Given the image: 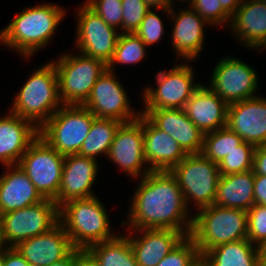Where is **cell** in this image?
<instances>
[{"label":"cell","instance_id":"obj_8","mask_svg":"<svg viewBox=\"0 0 266 266\" xmlns=\"http://www.w3.org/2000/svg\"><path fill=\"white\" fill-rule=\"evenodd\" d=\"M174 67L170 70L163 69L156 74V88L152 85L146 86L143 95V105L141 111L144 115L152 109H184L186 102L191 98L195 91L201 86L194 80V69L188 61H174Z\"/></svg>","mask_w":266,"mask_h":266},{"label":"cell","instance_id":"obj_26","mask_svg":"<svg viewBox=\"0 0 266 266\" xmlns=\"http://www.w3.org/2000/svg\"><path fill=\"white\" fill-rule=\"evenodd\" d=\"M3 167L5 172L0 175V215L44 200L18 164Z\"/></svg>","mask_w":266,"mask_h":266},{"label":"cell","instance_id":"obj_23","mask_svg":"<svg viewBox=\"0 0 266 266\" xmlns=\"http://www.w3.org/2000/svg\"><path fill=\"white\" fill-rule=\"evenodd\" d=\"M228 28L248 49H266V1H242Z\"/></svg>","mask_w":266,"mask_h":266},{"label":"cell","instance_id":"obj_17","mask_svg":"<svg viewBox=\"0 0 266 266\" xmlns=\"http://www.w3.org/2000/svg\"><path fill=\"white\" fill-rule=\"evenodd\" d=\"M169 18L173 22L171 45L175 49V58L180 57L183 62L197 60L204 47L205 27L210 25L188 6L177 13L172 7Z\"/></svg>","mask_w":266,"mask_h":266},{"label":"cell","instance_id":"obj_49","mask_svg":"<svg viewBox=\"0 0 266 266\" xmlns=\"http://www.w3.org/2000/svg\"><path fill=\"white\" fill-rule=\"evenodd\" d=\"M194 266H208L201 258Z\"/></svg>","mask_w":266,"mask_h":266},{"label":"cell","instance_id":"obj_37","mask_svg":"<svg viewBox=\"0 0 266 266\" xmlns=\"http://www.w3.org/2000/svg\"><path fill=\"white\" fill-rule=\"evenodd\" d=\"M108 25L122 31V0H85Z\"/></svg>","mask_w":266,"mask_h":266},{"label":"cell","instance_id":"obj_24","mask_svg":"<svg viewBox=\"0 0 266 266\" xmlns=\"http://www.w3.org/2000/svg\"><path fill=\"white\" fill-rule=\"evenodd\" d=\"M144 156L151 171H171L188 154L143 115Z\"/></svg>","mask_w":266,"mask_h":266},{"label":"cell","instance_id":"obj_39","mask_svg":"<svg viewBox=\"0 0 266 266\" xmlns=\"http://www.w3.org/2000/svg\"><path fill=\"white\" fill-rule=\"evenodd\" d=\"M164 23L162 18L159 17L152 9H150L135 34L142 40L146 46L153 45L164 36Z\"/></svg>","mask_w":266,"mask_h":266},{"label":"cell","instance_id":"obj_52","mask_svg":"<svg viewBox=\"0 0 266 266\" xmlns=\"http://www.w3.org/2000/svg\"><path fill=\"white\" fill-rule=\"evenodd\" d=\"M178 1V0H177ZM181 2L183 1V2H190V0H180ZM173 2H174V0H173Z\"/></svg>","mask_w":266,"mask_h":266},{"label":"cell","instance_id":"obj_2","mask_svg":"<svg viewBox=\"0 0 266 266\" xmlns=\"http://www.w3.org/2000/svg\"><path fill=\"white\" fill-rule=\"evenodd\" d=\"M58 4L43 3L23 9L0 30V43L28 59L51 41L66 10Z\"/></svg>","mask_w":266,"mask_h":266},{"label":"cell","instance_id":"obj_14","mask_svg":"<svg viewBox=\"0 0 266 266\" xmlns=\"http://www.w3.org/2000/svg\"><path fill=\"white\" fill-rule=\"evenodd\" d=\"M122 86L115 72L106 69L96 80L83 106L96 118L115 119L122 123L137 119L141 112L133 110L128 94Z\"/></svg>","mask_w":266,"mask_h":266},{"label":"cell","instance_id":"obj_28","mask_svg":"<svg viewBox=\"0 0 266 266\" xmlns=\"http://www.w3.org/2000/svg\"><path fill=\"white\" fill-rule=\"evenodd\" d=\"M208 266H260L259 247L248 239L229 242L202 255Z\"/></svg>","mask_w":266,"mask_h":266},{"label":"cell","instance_id":"obj_32","mask_svg":"<svg viewBox=\"0 0 266 266\" xmlns=\"http://www.w3.org/2000/svg\"><path fill=\"white\" fill-rule=\"evenodd\" d=\"M146 45L135 33H120L114 54L107 69L115 72V65H135L146 58Z\"/></svg>","mask_w":266,"mask_h":266},{"label":"cell","instance_id":"obj_25","mask_svg":"<svg viewBox=\"0 0 266 266\" xmlns=\"http://www.w3.org/2000/svg\"><path fill=\"white\" fill-rule=\"evenodd\" d=\"M228 104L209 86L202 85L186 102L184 111L203 134L226 127Z\"/></svg>","mask_w":266,"mask_h":266},{"label":"cell","instance_id":"obj_36","mask_svg":"<svg viewBox=\"0 0 266 266\" xmlns=\"http://www.w3.org/2000/svg\"><path fill=\"white\" fill-rule=\"evenodd\" d=\"M247 239L257 247L266 242V206L254 204L247 211Z\"/></svg>","mask_w":266,"mask_h":266},{"label":"cell","instance_id":"obj_29","mask_svg":"<svg viewBox=\"0 0 266 266\" xmlns=\"http://www.w3.org/2000/svg\"><path fill=\"white\" fill-rule=\"evenodd\" d=\"M87 250L95 257L100 266H138L128 235H124V233L92 244Z\"/></svg>","mask_w":266,"mask_h":266},{"label":"cell","instance_id":"obj_45","mask_svg":"<svg viewBox=\"0 0 266 266\" xmlns=\"http://www.w3.org/2000/svg\"><path fill=\"white\" fill-rule=\"evenodd\" d=\"M221 3L222 9L232 17L238 7L241 5L242 0H219Z\"/></svg>","mask_w":266,"mask_h":266},{"label":"cell","instance_id":"obj_19","mask_svg":"<svg viewBox=\"0 0 266 266\" xmlns=\"http://www.w3.org/2000/svg\"><path fill=\"white\" fill-rule=\"evenodd\" d=\"M127 231H130L127 235L138 266H156L186 237L183 232L175 229H128ZM135 233L137 235L134 236Z\"/></svg>","mask_w":266,"mask_h":266},{"label":"cell","instance_id":"obj_1","mask_svg":"<svg viewBox=\"0 0 266 266\" xmlns=\"http://www.w3.org/2000/svg\"><path fill=\"white\" fill-rule=\"evenodd\" d=\"M140 181V182H139ZM129 206L126 229H175L190 235L193 215L170 171H151L138 178Z\"/></svg>","mask_w":266,"mask_h":266},{"label":"cell","instance_id":"obj_43","mask_svg":"<svg viewBox=\"0 0 266 266\" xmlns=\"http://www.w3.org/2000/svg\"><path fill=\"white\" fill-rule=\"evenodd\" d=\"M75 266H100L95 257L87 249L76 248Z\"/></svg>","mask_w":266,"mask_h":266},{"label":"cell","instance_id":"obj_20","mask_svg":"<svg viewBox=\"0 0 266 266\" xmlns=\"http://www.w3.org/2000/svg\"><path fill=\"white\" fill-rule=\"evenodd\" d=\"M15 248L30 266H49L75 249L60 223L43 234L19 242Z\"/></svg>","mask_w":266,"mask_h":266},{"label":"cell","instance_id":"obj_48","mask_svg":"<svg viewBox=\"0 0 266 266\" xmlns=\"http://www.w3.org/2000/svg\"><path fill=\"white\" fill-rule=\"evenodd\" d=\"M6 248L2 239V229H1V218H0V251H3Z\"/></svg>","mask_w":266,"mask_h":266},{"label":"cell","instance_id":"obj_50","mask_svg":"<svg viewBox=\"0 0 266 266\" xmlns=\"http://www.w3.org/2000/svg\"><path fill=\"white\" fill-rule=\"evenodd\" d=\"M0 266H3V251H0Z\"/></svg>","mask_w":266,"mask_h":266},{"label":"cell","instance_id":"obj_34","mask_svg":"<svg viewBox=\"0 0 266 266\" xmlns=\"http://www.w3.org/2000/svg\"><path fill=\"white\" fill-rule=\"evenodd\" d=\"M201 258L197 245L188 235L156 266H194Z\"/></svg>","mask_w":266,"mask_h":266},{"label":"cell","instance_id":"obj_21","mask_svg":"<svg viewBox=\"0 0 266 266\" xmlns=\"http://www.w3.org/2000/svg\"><path fill=\"white\" fill-rule=\"evenodd\" d=\"M144 116L158 129L169 134L187 154H200L204 134L188 118L184 109H152Z\"/></svg>","mask_w":266,"mask_h":266},{"label":"cell","instance_id":"obj_38","mask_svg":"<svg viewBox=\"0 0 266 266\" xmlns=\"http://www.w3.org/2000/svg\"><path fill=\"white\" fill-rule=\"evenodd\" d=\"M122 32L135 33L150 10L144 0H122Z\"/></svg>","mask_w":266,"mask_h":266},{"label":"cell","instance_id":"obj_10","mask_svg":"<svg viewBox=\"0 0 266 266\" xmlns=\"http://www.w3.org/2000/svg\"><path fill=\"white\" fill-rule=\"evenodd\" d=\"M2 239L6 247L43 234L59 223V206L52 200L43 201L0 215Z\"/></svg>","mask_w":266,"mask_h":266},{"label":"cell","instance_id":"obj_30","mask_svg":"<svg viewBox=\"0 0 266 266\" xmlns=\"http://www.w3.org/2000/svg\"><path fill=\"white\" fill-rule=\"evenodd\" d=\"M122 122L115 119L95 118L78 155L97 159L108 155L115 133Z\"/></svg>","mask_w":266,"mask_h":266},{"label":"cell","instance_id":"obj_16","mask_svg":"<svg viewBox=\"0 0 266 266\" xmlns=\"http://www.w3.org/2000/svg\"><path fill=\"white\" fill-rule=\"evenodd\" d=\"M255 147L266 144V98L256 96L228 105L227 125Z\"/></svg>","mask_w":266,"mask_h":266},{"label":"cell","instance_id":"obj_27","mask_svg":"<svg viewBox=\"0 0 266 266\" xmlns=\"http://www.w3.org/2000/svg\"><path fill=\"white\" fill-rule=\"evenodd\" d=\"M253 170L220 175L214 205L248 211L254 205Z\"/></svg>","mask_w":266,"mask_h":266},{"label":"cell","instance_id":"obj_42","mask_svg":"<svg viewBox=\"0 0 266 266\" xmlns=\"http://www.w3.org/2000/svg\"><path fill=\"white\" fill-rule=\"evenodd\" d=\"M254 204L266 206V175L254 177Z\"/></svg>","mask_w":266,"mask_h":266},{"label":"cell","instance_id":"obj_15","mask_svg":"<svg viewBox=\"0 0 266 266\" xmlns=\"http://www.w3.org/2000/svg\"><path fill=\"white\" fill-rule=\"evenodd\" d=\"M107 158L133 179L151 172L144 156L142 114L133 121L121 123L110 145Z\"/></svg>","mask_w":266,"mask_h":266},{"label":"cell","instance_id":"obj_6","mask_svg":"<svg viewBox=\"0 0 266 266\" xmlns=\"http://www.w3.org/2000/svg\"><path fill=\"white\" fill-rule=\"evenodd\" d=\"M55 64L59 96L63 105H83L91 94L96 80L107 65L82 53H66L52 60Z\"/></svg>","mask_w":266,"mask_h":266},{"label":"cell","instance_id":"obj_33","mask_svg":"<svg viewBox=\"0 0 266 266\" xmlns=\"http://www.w3.org/2000/svg\"><path fill=\"white\" fill-rule=\"evenodd\" d=\"M255 146L243 142L218 164L220 175L247 172L253 169Z\"/></svg>","mask_w":266,"mask_h":266},{"label":"cell","instance_id":"obj_41","mask_svg":"<svg viewBox=\"0 0 266 266\" xmlns=\"http://www.w3.org/2000/svg\"><path fill=\"white\" fill-rule=\"evenodd\" d=\"M252 170L254 175H266V144L255 148Z\"/></svg>","mask_w":266,"mask_h":266},{"label":"cell","instance_id":"obj_46","mask_svg":"<svg viewBox=\"0 0 266 266\" xmlns=\"http://www.w3.org/2000/svg\"><path fill=\"white\" fill-rule=\"evenodd\" d=\"M76 262V248L65 258L58 262H54L49 266H75Z\"/></svg>","mask_w":266,"mask_h":266},{"label":"cell","instance_id":"obj_44","mask_svg":"<svg viewBox=\"0 0 266 266\" xmlns=\"http://www.w3.org/2000/svg\"><path fill=\"white\" fill-rule=\"evenodd\" d=\"M150 9H156L167 13L170 16V9L174 6L173 0H144Z\"/></svg>","mask_w":266,"mask_h":266},{"label":"cell","instance_id":"obj_51","mask_svg":"<svg viewBox=\"0 0 266 266\" xmlns=\"http://www.w3.org/2000/svg\"><path fill=\"white\" fill-rule=\"evenodd\" d=\"M242 1H266V0H242Z\"/></svg>","mask_w":266,"mask_h":266},{"label":"cell","instance_id":"obj_3","mask_svg":"<svg viewBox=\"0 0 266 266\" xmlns=\"http://www.w3.org/2000/svg\"><path fill=\"white\" fill-rule=\"evenodd\" d=\"M19 89L9 112L31 121L38 129L63 105L57 70L50 60L36 68Z\"/></svg>","mask_w":266,"mask_h":266},{"label":"cell","instance_id":"obj_5","mask_svg":"<svg viewBox=\"0 0 266 266\" xmlns=\"http://www.w3.org/2000/svg\"><path fill=\"white\" fill-rule=\"evenodd\" d=\"M193 215L190 236L201 256L210 249L247 239V211L211 205Z\"/></svg>","mask_w":266,"mask_h":266},{"label":"cell","instance_id":"obj_35","mask_svg":"<svg viewBox=\"0 0 266 266\" xmlns=\"http://www.w3.org/2000/svg\"><path fill=\"white\" fill-rule=\"evenodd\" d=\"M191 9L196 11L209 25L227 26L230 25L231 17L222 9L219 0H190ZM226 23V24H225Z\"/></svg>","mask_w":266,"mask_h":266},{"label":"cell","instance_id":"obj_12","mask_svg":"<svg viewBox=\"0 0 266 266\" xmlns=\"http://www.w3.org/2000/svg\"><path fill=\"white\" fill-rule=\"evenodd\" d=\"M241 60L231 56L222 57L207 84L228 105L258 96L257 72Z\"/></svg>","mask_w":266,"mask_h":266},{"label":"cell","instance_id":"obj_4","mask_svg":"<svg viewBox=\"0 0 266 266\" xmlns=\"http://www.w3.org/2000/svg\"><path fill=\"white\" fill-rule=\"evenodd\" d=\"M98 196L69 200L59 206V223L75 248L87 249L117 235Z\"/></svg>","mask_w":266,"mask_h":266},{"label":"cell","instance_id":"obj_40","mask_svg":"<svg viewBox=\"0 0 266 266\" xmlns=\"http://www.w3.org/2000/svg\"><path fill=\"white\" fill-rule=\"evenodd\" d=\"M3 266H30L15 247H6L3 250Z\"/></svg>","mask_w":266,"mask_h":266},{"label":"cell","instance_id":"obj_18","mask_svg":"<svg viewBox=\"0 0 266 266\" xmlns=\"http://www.w3.org/2000/svg\"><path fill=\"white\" fill-rule=\"evenodd\" d=\"M98 160L78 154L66 155L62 171L61 185L54 202L63 203L96 196L92 187L98 173Z\"/></svg>","mask_w":266,"mask_h":266},{"label":"cell","instance_id":"obj_13","mask_svg":"<svg viewBox=\"0 0 266 266\" xmlns=\"http://www.w3.org/2000/svg\"><path fill=\"white\" fill-rule=\"evenodd\" d=\"M76 50L106 65L113 57L120 32L108 25L85 2L76 12Z\"/></svg>","mask_w":266,"mask_h":266},{"label":"cell","instance_id":"obj_22","mask_svg":"<svg viewBox=\"0 0 266 266\" xmlns=\"http://www.w3.org/2000/svg\"><path fill=\"white\" fill-rule=\"evenodd\" d=\"M38 136L39 129L31 121L9 111L0 116V164H18Z\"/></svg>","mask_w":266,"mask_h":266},{"label":"cell","instance_id":"obj_31","mask_svg":"<svg viewBox=\"0 0 266 266\" xmlns=\"http://www.w3.org/2000/svg\"><path fill=\"white\" fill-rule=\"evenodd\" d=\"M243 139L227 126L204 134L201 154L219 164L228 153L238 149Z\"/></svg>","mask_w":266,"mask_h":266},{"label":"cell","instance_id":"obj_7","mask_svg":"<svg viewBox=\"0 0 266 266\" xmlns=\"http://www.w3.org/2000/svg\"><path fill=\"white\" fill-rule=\"evenodd\" d=\"M95 118L83 105H62L39 129V136L59 154H78Z\"/></svg>","mask_w":266,"mask_h":266},{"label":"cell","instance_id":"obj_11","mask_svg":"<svg viewBox=\"0 0 266 266\" xmlns=\"http://www.w3.org/2000/svg\"><path fill=\"white\" fill-rule=\"evenodd\" d=\"M65 156L38 136L22 155L18 165L44 199L54 201L61 185Z\"/></svg>","mask_w":266,"mask_h":266},{"label":"cell","instance_id":"obj_47","mask_svg":"<svg viewBox=\"0 0 266 266\" xmlns=\"http://www.w3.org/2000/svg\"><path fill=\"white\" fill-rule=\"evenodd\" d=\"M260 266H266V242L259 247Z\"/></svg>","mask_w":266,"mask_h":266},{"label":"cell","instance_id":"obj_9","mask_svg":"<svg viewBox=\"0 0 266 266\" xmlns=\"http://www.w3.org/2000/svg\"><path fill=\"white\" fill-rule=\"evenodd\" d=\"M170 172L178 181L188 208L195 205L199 210L214 204L220 177L217 163L201 153L188 154Z\"/></svg>","mask_w":266,"mask_h":266}]
</instances>
